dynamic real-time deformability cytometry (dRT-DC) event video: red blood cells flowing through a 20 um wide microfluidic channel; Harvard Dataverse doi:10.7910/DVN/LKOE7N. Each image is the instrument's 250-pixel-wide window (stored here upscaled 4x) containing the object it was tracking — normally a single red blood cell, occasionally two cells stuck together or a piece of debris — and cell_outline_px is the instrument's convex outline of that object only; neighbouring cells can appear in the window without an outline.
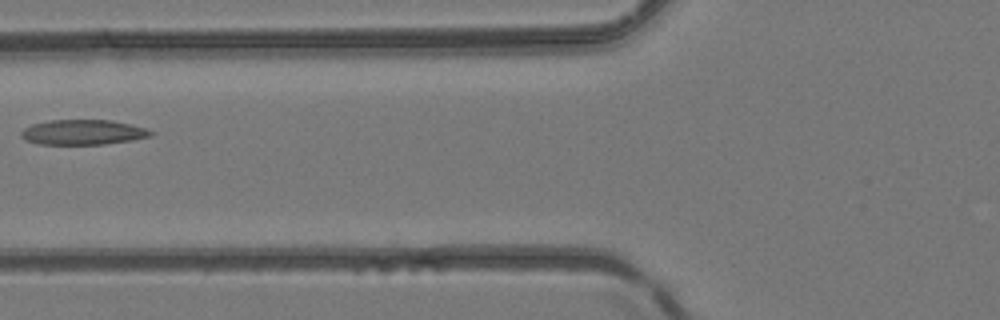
{"species": "common noctule bat (a hibernating species)", "species_latin": "Nyctalus noctula", "temperature_condition": "room temperature", "stored_images_in_passage": 2, "camera_frame_rate_fps": 3000, "um_per_image_px": 0.085, "animal": {"sex": "female", "body_mass_g": 24.6, "forearm_length_mm": 56.2}, "frame": {"image": 1, "passage_image": 2, "time_ms": 0.333, "image_size_px": [1000, 320], "cell_outline_px": [[156, 132], [152, 136], [132, 140], [104, 144], [40, 144], [24, 140], [20, 136], [20, 132], [24, 128], [32, 124], [48, 120], [112, 120], [144, 128]], "centroid_in_image_um": [7.03, 11.24], "position_along_channel_um": 118.8, "area_um2": 18.96}}